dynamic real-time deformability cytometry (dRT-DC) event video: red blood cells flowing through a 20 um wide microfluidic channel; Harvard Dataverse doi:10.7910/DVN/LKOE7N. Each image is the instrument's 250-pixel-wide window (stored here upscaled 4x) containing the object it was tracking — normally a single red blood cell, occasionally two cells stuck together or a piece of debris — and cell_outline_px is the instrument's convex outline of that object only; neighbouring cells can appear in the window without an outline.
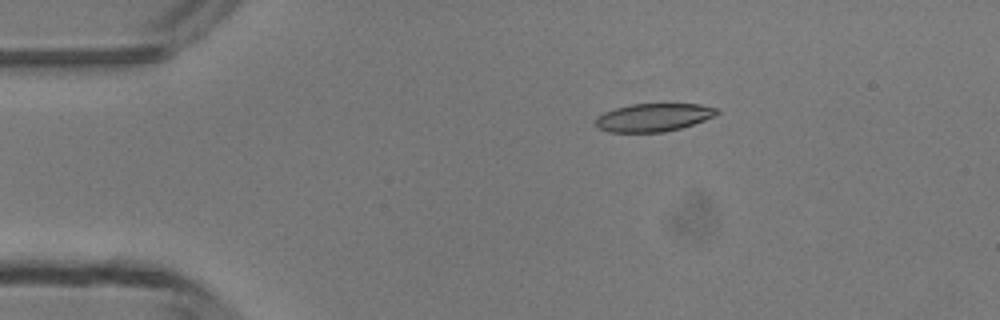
{"species": "common noctule bat (a hibernating species)", "species_latin": "Nyctalus noctula", "temperature_condition": "room temperature", "stored_images_in_passage": 5, "camera_frame_rate_fps": 3000, "um_per_image_px": 0.085, "animal": {"sex": "male", "body_mass_g": 13.3}, "frame": {"image": 1, "passage_image": 2, "time_ms": 1.333, "image_size_px": [1000, 320], "cell_outline_px": [[720, 112], [716, 116], [680, 128], [664, 132], [608, 132], [600, 128], [596, 124], [596, 120], [604, 112], [616, 108], [632, 104], [700, 104], [716, 108]], "centroid_in_image_um": [55.58, 9.98], "position_along_channel_um": 29.4, "area_um2": 19.59}}
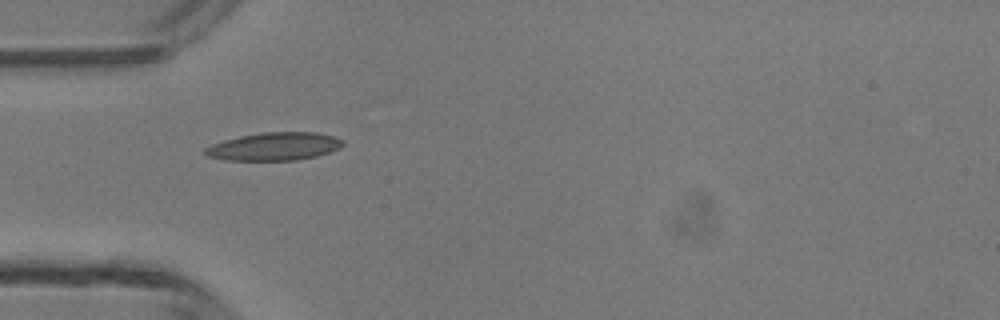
{"frame": {"image": 2, "passage_image": 4, "time_ms": 3.333, "image_size_px": [1000, 320], "cell_outline_px": [[344, 144], [340, 148], [316, 156], [296, 160], [224, 160], [208, 156], [204, 152], [204, 148], [212, 144], [224, 140], [240, 136], [264, 132], [316, 132], [336, 136], [344, 140]], "centroid_in_image_um": [23.34, 12.44], "position_along_channel_um": 61.7, "area_um2": 22.48}}
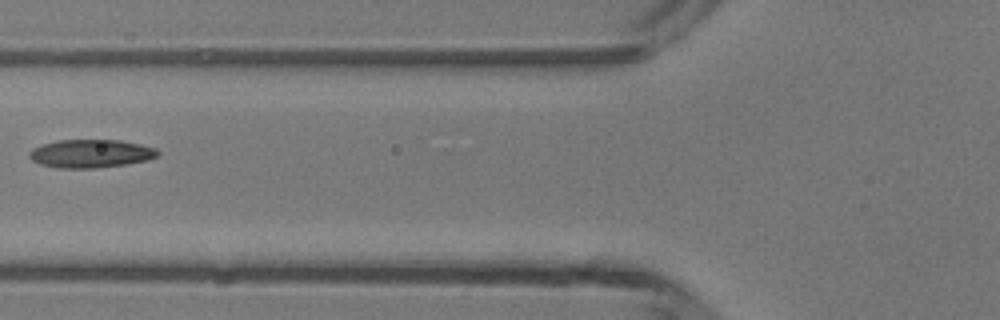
{"frame": {"image": 3, "passage_image": 5, "time_ms": 4.667, "image_size_px": [1000, 320], "cell_outline_px": [[160, 156], [148, 160], [128, 164], [96, 168], [60, 168], [40, 164], [32, 160], [28, 156], [28, 152], [32, 148], [56, 140], [120, 140], [140, 144], [156, 148], [160, 152]], "centroid_in_image_um": [7.74, 13.05], "position_along_channel_um": 118.1, "area_um2": 21.33}}